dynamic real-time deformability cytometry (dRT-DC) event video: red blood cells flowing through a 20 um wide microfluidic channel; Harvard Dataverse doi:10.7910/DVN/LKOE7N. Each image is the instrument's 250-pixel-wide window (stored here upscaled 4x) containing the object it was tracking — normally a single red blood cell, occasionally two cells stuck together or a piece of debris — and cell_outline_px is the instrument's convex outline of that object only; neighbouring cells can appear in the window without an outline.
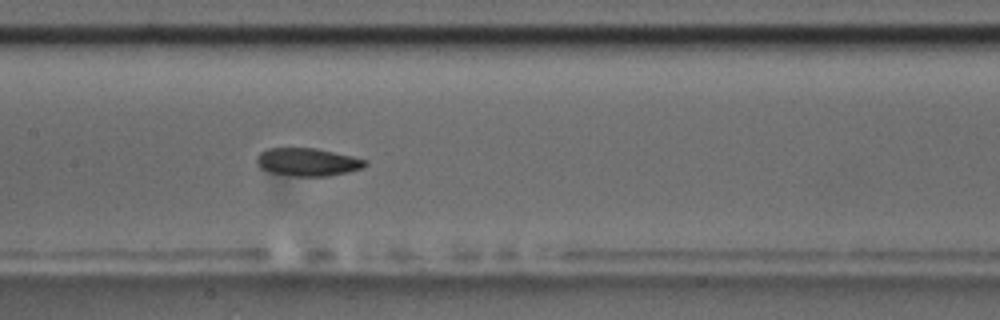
{"species": "common noctule bat (a hibernating species)", "species_latin": "Nyctalus noctula", "temperature_condition": "room temperature", "stored_images_in_passage": 10, "segment_of_instrument_passage": [1, 2], "camera_frame_rate_fps": 3000, "um_per_image_px": 0.085, "animal": {"sex": "male", "body_mass_g": 17.5, "forearm_length_mm": 52.3}, "frame": {"image": 1, "passage_image": 9, "time_ms": 2.667, "image_size_px": [1000, 320], "cell_outline_px": [[368, 164], [364, 168], [348, 172], [328, 176], [296, 176], [268, 172], [260, 168], [256, 164], [256, 156], [260, 152], [268, 148], [316, 148], [352, 156], [368, 160]], "centroid_in_image_um": [26.14, 13.77], "position_along_channel_um": 181.3, "area_um2": 17.86}}